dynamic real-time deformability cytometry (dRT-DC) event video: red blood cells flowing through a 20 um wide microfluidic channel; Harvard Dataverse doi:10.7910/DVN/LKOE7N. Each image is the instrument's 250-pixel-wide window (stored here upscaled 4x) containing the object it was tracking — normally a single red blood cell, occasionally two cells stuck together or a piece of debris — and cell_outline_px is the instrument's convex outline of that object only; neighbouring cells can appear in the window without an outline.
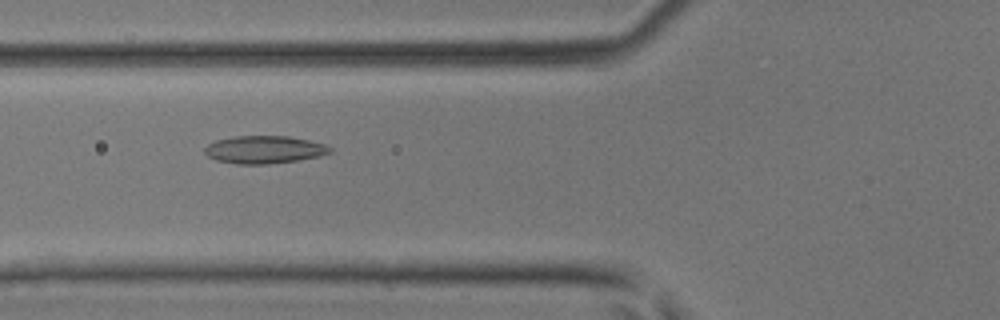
{"species": "common noctule bat (a hibernating species)", "species_latin": "Nyctalus noctula", "temperature_condition": "room temperature", "stored_images_in_passage": 30, "camera_frame_rate_fps": 3000, "um_per_image_px": 0.085, "animal": {"sex": "male", "body_mass_g": 17.9, "forearm_length_mm": 54.2}, "frame": {"image": 1, "passage_image": 6, "time_ms": 1.667, "image_size_px": [1000, 320], "cell_outline_px": [[332, 152], [320, 156], [296, 160], [268, 164], [236, 164], [216, 160], [208, 156], [204, 152], [204, 148], [208, 144], [216, 140], [236, 136], [288, 136], [308, 140], [324, 144], [332, 148]], "centroid_in_image_um": [22.45, 12.72], "position_along_channel_um": 103.3, "area_um2": 20.17}}
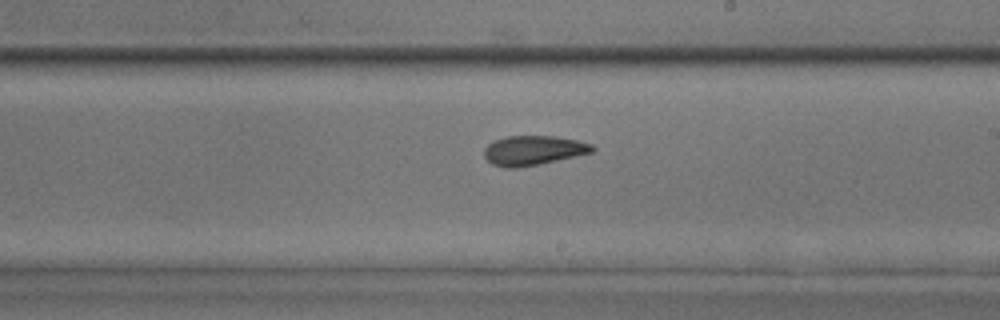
{"frame": {"image": 2, "passage_image": 16, "time_ms": 5.0, "image_size_px": [1000, 320], "cell_outline_px": [[596, 148], [592, 152], [540, 164], [516, 168], [504, 168], [492, 164], [484, 156], [484, 148], [492, 140], [504, 136], [556, 136], [576, 140], [592, 144]], "centroid_in_image_um": [45.29, 12.78], "position_along_channel_um": 243.7, "area_um2": 18.73}}
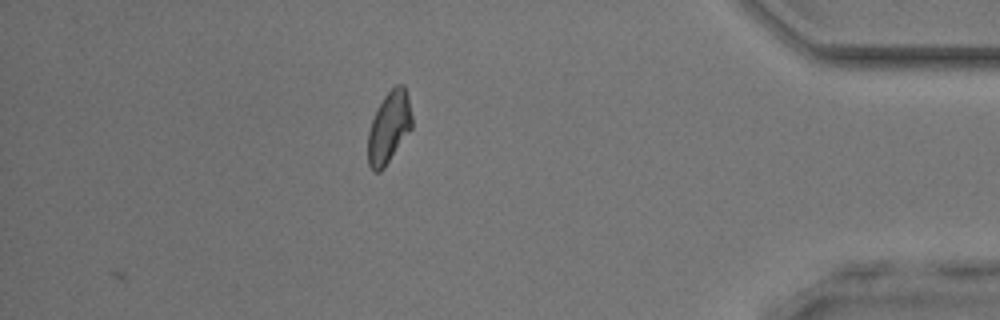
{"frame": {"image": 3, "passage_image": 30, "time_ms": 9.667, "image_size_px": [1000, 320], "cell_outline_px": [[412, 128], [384, 168], [380, 172], [372, 172], [368, 164], [368, 132], [376, 108], [384, 96], [396, 84], [404, 84], [412, 116]], "centroid_in_image_um": [33.05, 10.84], "position_along_channel_um": 402.2, "area_um2": 18.38}, "authors_computed_cell_mechanics": {"area_um2": 18.6405, "velocity_mm_per_s": 4.2155, "shape_relaxation_time_tau1_ms": 8.0968, "shape_relaxation_time_tau2_ms": 2.086, "deformation_change_tau1": 0.1574, "deformation_change_tau2": 0.0882}}